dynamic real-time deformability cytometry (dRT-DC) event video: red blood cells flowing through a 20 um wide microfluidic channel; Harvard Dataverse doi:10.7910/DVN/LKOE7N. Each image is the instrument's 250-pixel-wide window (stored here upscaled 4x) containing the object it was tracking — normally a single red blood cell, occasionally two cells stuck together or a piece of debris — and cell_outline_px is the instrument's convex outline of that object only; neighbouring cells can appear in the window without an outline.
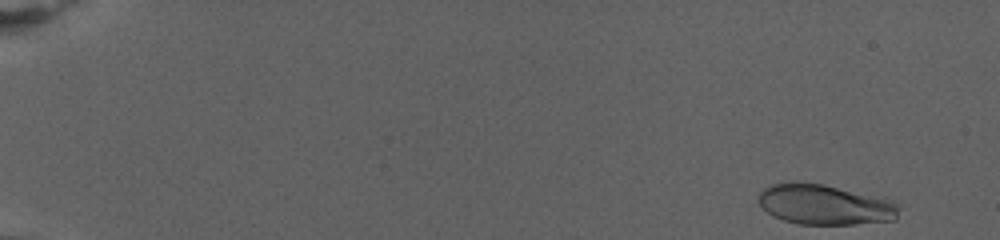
{"species": "human", "species_latin": "Homo sapiens", "temperature_condition": "warm", "stored_images_in_passage": 74, "camera_frame_rate_fps": 3000, "um_per_image_px": 0.085, "donor": {"sex": "female"}, "frame": {"image": 1, "passage_image": 1, "time_ms": 0.0, "image_size_px": [1000, 240], "cell_outline_px": [[896, 220], [856, 224], [800, 224], [784, 220], [768, 212], [756, 200], [760, 192], [764, 188], [772, 184], [792, 180], [824, 184], [884, 196], [892, 200], [896, 204]], "centroid_in_image_um": [70.1, 17.35], "position_along_channel_um": 14.9, "area_um2": 33.35}}
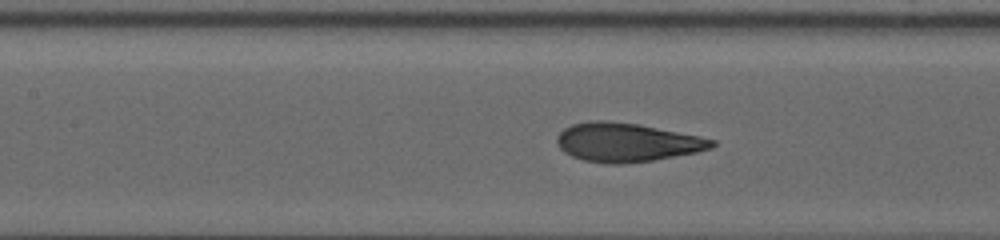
{"frame": {"image": 2, "passage_image": 35, "time_ms": 11.333, "image_size_px": [1000, 240], "cell_outline_px": [[716, 144], [712, 148], [696, 152], [652, 160], [620, 164], [604, 164], [584, 160], [572, 156], [564, 152], [556, 144], [556, 136], [564, 128], [572, 124], [588, 120], [608, 120], [640, 124], [700, 136], [716, 140]], "centroid_in_image_um": [53.25, 12.08], "position_along_channel_um": 154.2, "area_um2": 35.26}}
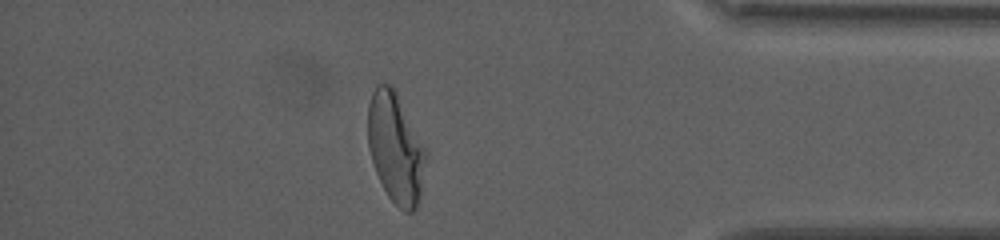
{"frame": {"image": 3, "passage_image": 65, "time_ms": 21.333, "image_size_px": [1000, 240], "cell_outline_px": [[428, 152], [420, 196], [416, 208], [412, 212], [404, 212], [388, 196], [376, 172], [368, 148], [368, 104], [372, 92], [376, 84], [392, 84]], "centroid_in_image_um": [33.63, 12.57], "position_along_channel_um": 401.6, "area_um2": 37.22}, "authors_computed_cell_mechanics": {"area_um2": 34.4488, "velocity_mm_per_s": 2.7279, "shape_relaxation_time_tau1_ms": 5.3867, "shape_relaxation_time_tau2_ms": null, "deformation_change_tau1": 0.2354, "deformation_change_tau2": null}}